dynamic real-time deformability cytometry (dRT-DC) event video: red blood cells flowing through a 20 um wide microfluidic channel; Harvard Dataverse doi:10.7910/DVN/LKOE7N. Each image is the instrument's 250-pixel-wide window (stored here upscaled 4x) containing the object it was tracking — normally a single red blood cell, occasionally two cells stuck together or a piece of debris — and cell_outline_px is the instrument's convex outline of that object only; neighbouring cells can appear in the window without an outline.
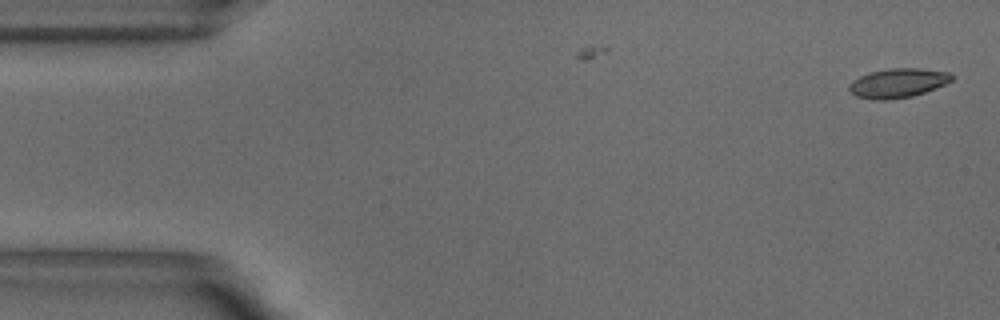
{"species": "common noctule bat (a hibernating species)", "species_latin": "Nyctalus noctula", "temperature_condition": "warm", "stored_images_in_passage": 6, "camera_frame_rate_fps": 3000, "um_per_image_px": 0.085, "animal": {"sex": "male", "body_mass_g": 18.8}, "frame": {"image": 1, "passage_image": 1, "time_ms": 0.0, "image_size_px": [1000, 320], "cell_outline_px": [[952, 80], [936, 88], [912, 96], [888, 100], [872, 100], [856, 96], [848, 88], [848, 84], [852, 80], [868, 72], [888, 68], [920, 68], [948, 72], [952, 76]], "centroid_in_image_um": [76.27, 7.05], "position_along_channel_um": 8.7, "area_um2": 17.57}}